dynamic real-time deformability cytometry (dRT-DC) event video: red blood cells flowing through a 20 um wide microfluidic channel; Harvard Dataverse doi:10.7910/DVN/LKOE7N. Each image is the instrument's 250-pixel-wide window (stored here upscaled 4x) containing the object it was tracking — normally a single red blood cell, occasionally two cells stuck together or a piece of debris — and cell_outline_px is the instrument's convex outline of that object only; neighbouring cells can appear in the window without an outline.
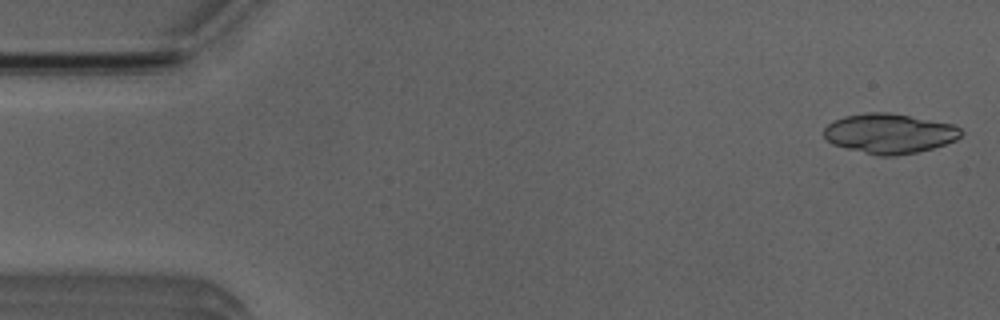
{"species": "Egyptian fruit bat (a non-hibernating species)", "species_latin": "Rousettus aegyptiacus", "temperature_condition": "room temperature", "stored_images_in_passage": 7, "camera_frame_rate_fps": 3000, "um_per_image_px": 0.085, "animal": {"sex": "male"}, "frame": {"image": 1, "passage_image": 1, "time_ms": 0.0, "image_size_px": [1000, 320], "cell_outline_px": [[964, 132], [956, 140], [932, 148], [916, 152], [896, 156], [876, 156], [832, 144], [824, 136], [824, 128], [828, 124], [844, 116], [864, 112], [888, 112], [952, 124], [960, 128]], "centroid_in_image_um": [75.59, 11.35], "position_along_channel_um": 9.4, "area_um2": 31.73}}
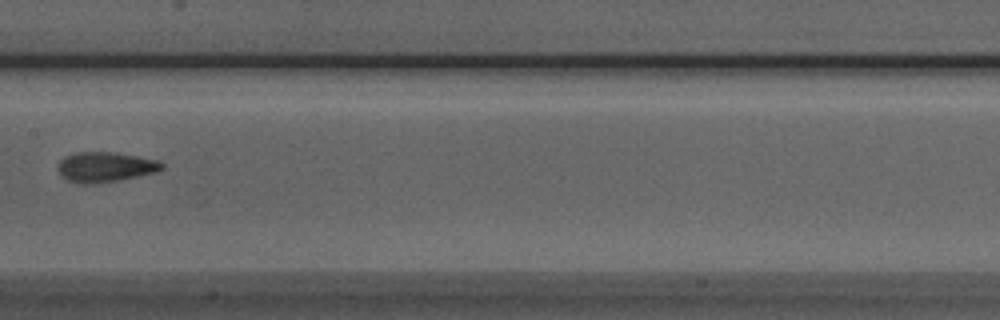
{"frame": {"image": 2, "passage_image": 7, "time_ms": 8.0, "image_size_px": [1000, 320], "cell_outline_px": [[164, 168], [156, 172], [120, 180], [88, 184], [80, 184], [68, 180], [56, 168], [60, 160], [64, 156], [76, 152], [112, 152], [160, 160], [164, 164]], "centroid_in_image_um": [8.96, 14.19], "position_along_channel_um": 198.4, "area_um2": 18.21}}